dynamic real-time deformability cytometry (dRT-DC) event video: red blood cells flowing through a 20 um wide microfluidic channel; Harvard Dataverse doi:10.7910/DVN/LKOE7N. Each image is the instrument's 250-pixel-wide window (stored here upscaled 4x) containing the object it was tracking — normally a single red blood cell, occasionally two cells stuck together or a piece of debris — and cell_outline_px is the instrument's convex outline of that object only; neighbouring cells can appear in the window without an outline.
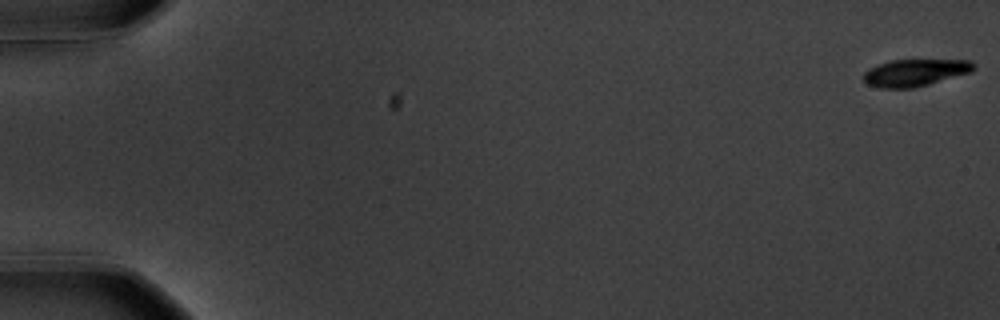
{"species": "common noctule bat (a hibernating species)", "species_latin": "Nyctalus noctula", "temperature_condition": "warm", "stored_images_in_passage": 58, "camera_frame_rate_fps": 3000, "um_per_image_px": 0.085, "animal": {"sex": "male", "body_mass_g": 20.1, "forearm_length_mm": 53.5}, "frame": {"image": 1, "passage_image": 1, "time_ms": 0.0, "image_size_px": [1000, 320], "cell_outline_px": [[976, 68], [972, 72], [916, 88], [880, 88], [868, 84], [864, 80], [864, 72], [868, 68], [892, 60], [972, 60], [976, 64]], "centroid_in_image_um": [77.83, 6.18], "position_along_channel_um": 7.2, "area_um2": 17.51}}
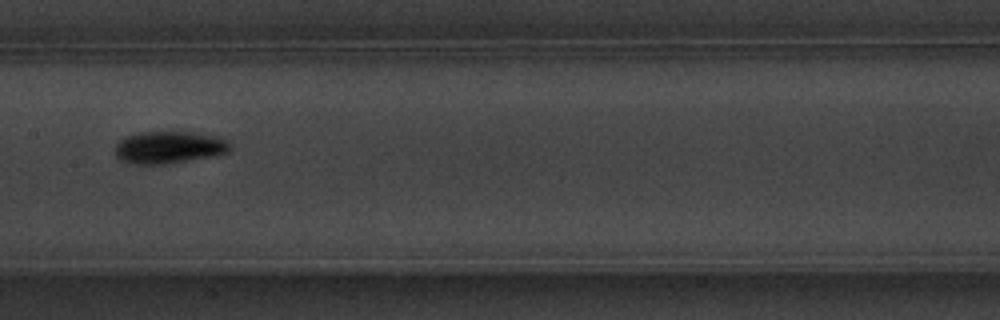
{"frame": {"image": 2, "passage_image": 31, "time_ms": 10.0, "image_size_px": [1000, 320], "cell_outline_px": [[232, 148], [228, 152], [212, 156], [164, 164], [132, 164], [120, 160], [116, 156], [116, 144], [120, 140], [128, 136], [140, 132], [188, 132], [216, 136], [228, 140], [232, 144]], "centroid_in_image_um": [14.39, 12.53], "position_along_channel_um": 193.0, "area_um2": 21.5}}
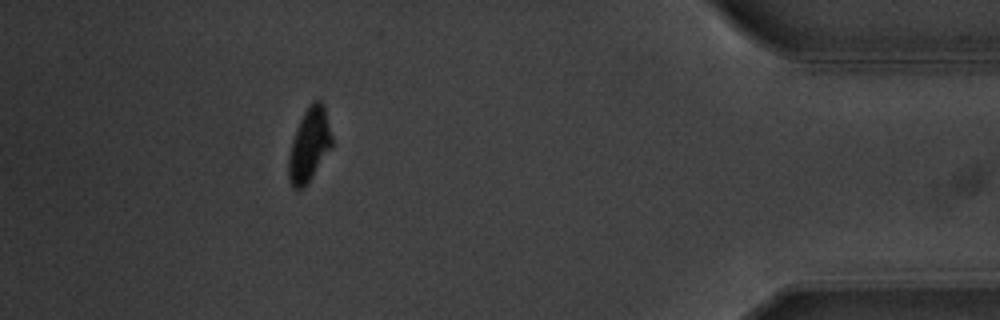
{"frame": {"image": 3, "passage_image": 53, "time_ms": 17.333, "image_size_px": [1000, 320], "cell_outline_px": [[332, 148], [312, 176], [300, 188], [292, 188], [288, 176], [288, 156], [292, 140], [296, 128], [304, 112], [312, 100], [320, 100], [324, 104], [332, 136]], "centroid_in_image_um": [26.29, 12.27], "position_along_channel_um": 408.9, "area_um2": 18.44}, "authors_computed_cell_mechanics": {"area_um2": 19.363, "velocity_mm_per_s": 3.558, "shape_relaxation_time_tau1_ms": 2.4329, "shape_relaxation_time_tau2_ms": null, "deformation_change_tau1": 0.1555, "deformation_change_tau2": null}}